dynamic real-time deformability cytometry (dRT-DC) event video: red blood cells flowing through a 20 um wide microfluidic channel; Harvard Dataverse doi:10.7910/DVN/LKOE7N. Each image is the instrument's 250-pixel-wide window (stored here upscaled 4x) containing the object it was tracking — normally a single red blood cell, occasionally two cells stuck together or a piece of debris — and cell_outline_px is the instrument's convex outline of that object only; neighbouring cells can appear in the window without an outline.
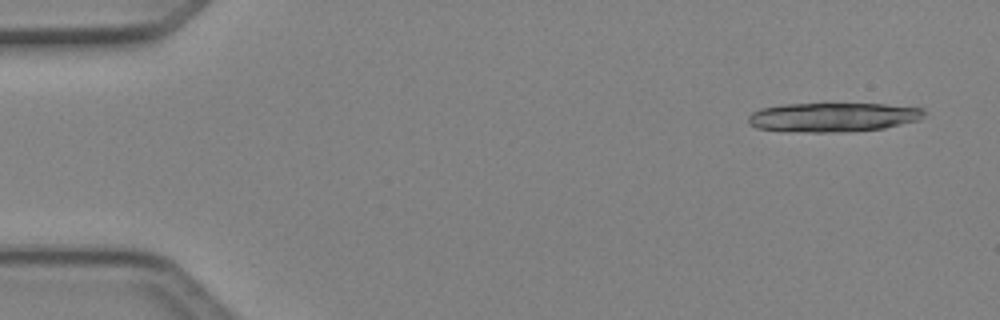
{"species": "Egyptian fruit bat (a non-hibernating species)", "species_latin": "Rousettus aegyptiacus", "temperature_condition": "cold", "stored_images_in_passage": 5, "camera_frame_rate_fps": 3000, "um_per_image_px": 0.085, "animal": {"sex": "female"}, "frame": {"image": 1, "passage_image": 1, "time_ms": 0.0, "image_size_px": [1000, 320], "cell_outline_px": [[924, 116], [920, 120], [884, 128], [848, 132], [808, 132], [756, 128], [748, 124], [748, 116], [752, 112], [760, 108], [784, 104], [824, 100], [884, 104], [924, 108]], "centroid_in_image_um": [70.8, 9.9], "position_along_channel_um": 14.2, "area_um2": 31.39}}
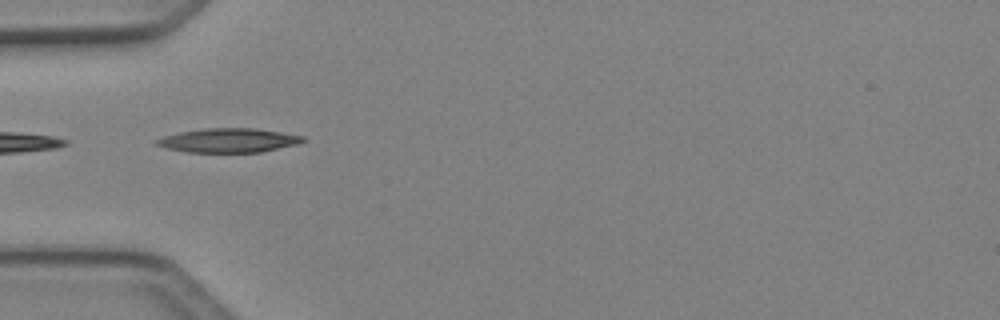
{"frame": {"image": 2, "passage_image": 4, "time_ms": 1.0, "image_size_px": [1000, 320], "cell_outline_px": [[308, 140], [300, 144], [260, 152], [184, 152], [168, 148], [156, 144], [152, 140], [164, 136], [180, 132], [204, 128], [256, 128], [304, 136]], "centroid_in_image_um": [19.46, 11.93], "position_along_channel_um": 65.5, "area_um2": 20.69}}
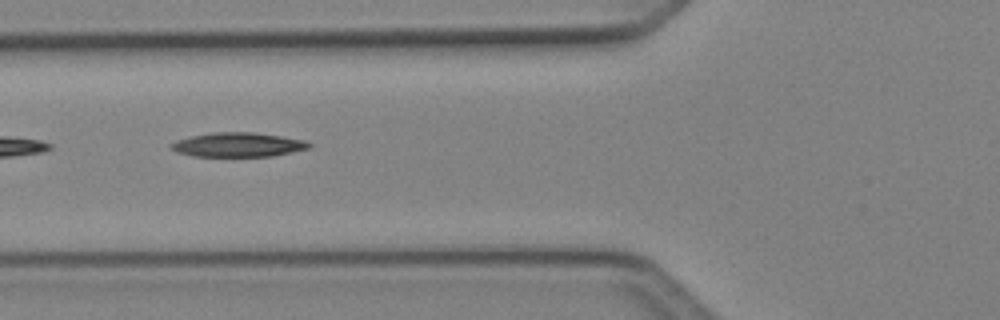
{"frame": {"image": 3, "passage_image": 5, "time_ms": 1.333, "image_size_px": [1000, 320], "cell_outline_px": [[312, 144], [308, 148], [272, 156], [192, 156], [176, 152], [168, 144], [176, 140], [192, 136], [212, 132], [252, 132], [280, 136], [304, 140]], "centroid_in_image_um": [20.18, 12.3], "position_along_channel_um": 105.6, "area_um2": 19.36}}